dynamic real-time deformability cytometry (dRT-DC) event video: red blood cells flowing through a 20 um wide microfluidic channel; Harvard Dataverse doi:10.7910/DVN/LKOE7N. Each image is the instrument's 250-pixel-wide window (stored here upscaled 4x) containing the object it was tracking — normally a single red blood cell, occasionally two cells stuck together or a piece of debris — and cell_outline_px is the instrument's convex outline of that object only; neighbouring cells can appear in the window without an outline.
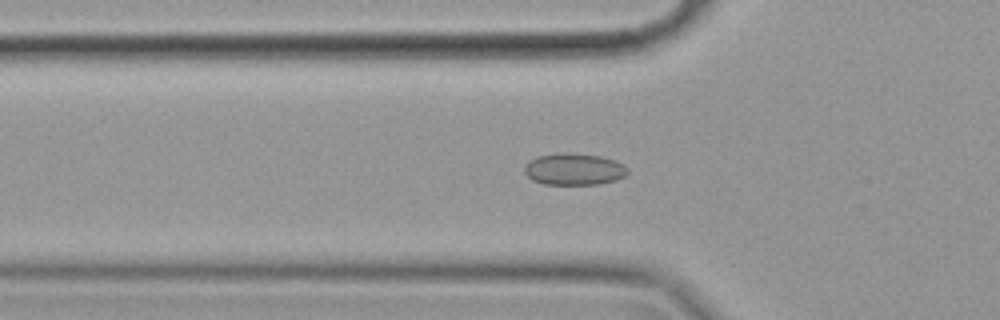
{"species": "common noctule bat (a hibernating species)", "species_latin": "Nyctalus noctula", "temperature_condition": "cold", "stored_images_in_passage": 47, "camera_frame_rate_fps": 3000, "um_per_image_px": 0.085, "animal": {"sex": "female", "body_mass_g": 19.9}, "frame": {"image": 1, "passage_image": 9, "time_ms": 2.667, "image_size_px": [1000, 320], "cell_outline_px": [[628, 172], [624, 176], [616, 180], [600, 184], [544, 184], [532, 180], [524, 172], [524, 164], [536, 156], [556, 152], [564, 152], [600, 156], [624, 164], [628, 168]], "centroid_in_image_um": [48.76, 14.37], "position_along_channel_um": 77.0, "area_um2": 19.25}}
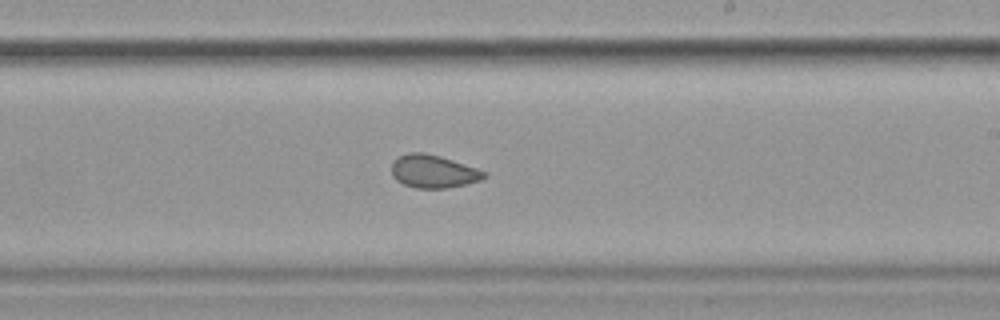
{"frame": {"image": 2, "passage_image": 24, "time_ms": 7.667, "image_size_px": [1000, 320], "cell_outline_px": [[488, 176], [480, 180], [464, 184], [444, 188], [416, 188], [404, 184], [396, 180], [392, 176], [392, 160], [408, 152], [424, 152], [440, 156], [476, 168], [484, 172]], "centroid_in_image_um": [36.79, 14.56], "position_along_channel_um": 252.2, "area_um2": 17.63}}
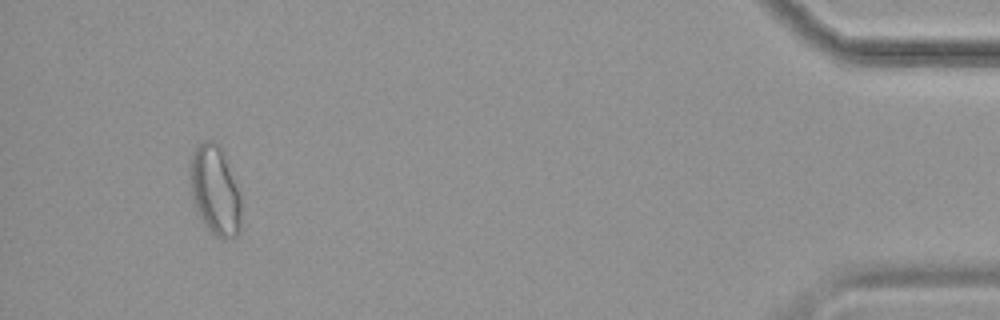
{"frame": {"image": 3, "passage_image": 44, "time_ms": 14.333, "image_size_px": [1000, 320], "cell_outline_px": [[240, 232], [236, 236], [224, 240], [216, 236], [204, 224], [196, 208], [188, 184], [188, 164], [192, 152], [204, 140], [212, 140], [224, 152], [240, 196]], "centroid_in_image_um": [18.24, 16.17], "position_along_channel_um": 417.0, "area_um2": 26.82}, "authors_computed_cell_mechanics": {"area_um2": 19.0162, "velocity_mm_per_s": 3.5021, "shape_relaxation_time_tau1_ms": 10.5341, "shape_relaxation_time_tau2_ms": 1.8569, "deformation_change_tau1": 0.0922, "deformation_change_tau2": 0.052}}